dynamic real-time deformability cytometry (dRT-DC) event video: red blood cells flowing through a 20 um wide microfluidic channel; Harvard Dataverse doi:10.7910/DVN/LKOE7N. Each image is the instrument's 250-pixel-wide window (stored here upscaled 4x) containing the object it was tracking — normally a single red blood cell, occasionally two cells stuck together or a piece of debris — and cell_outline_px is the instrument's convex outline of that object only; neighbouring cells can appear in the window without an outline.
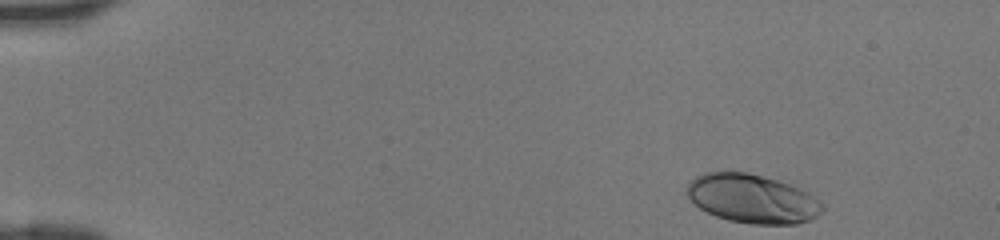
{"species": "human", "species_latin": "Homo sapiens", "temperature_condition": "room temperature", "stored_images_in_passage": 41, "camera_frame_rate_fps": 3000, "um_per_image_px": 0.085, "donor": {"sex": "female"}, "frame": {"image": 1, "passage_image": 1, "time_ms": 0.0, "image_size_px": [1000, 240], "cell_outline_px": [[824, 208], [816, 216], [808, 220], [796, 224], [752, 224], [728, 220], [716, 216], [700, 208], [688, 196], [688, 184], [696, 176], [704, 172], [748, 172], [776, 180], [800, 188], [808, 192], [824, 204]], "centroid_in_image_um": [63.96, 16.89], "position_along_channel_um": 21.0, "area_um2": 38.21}}
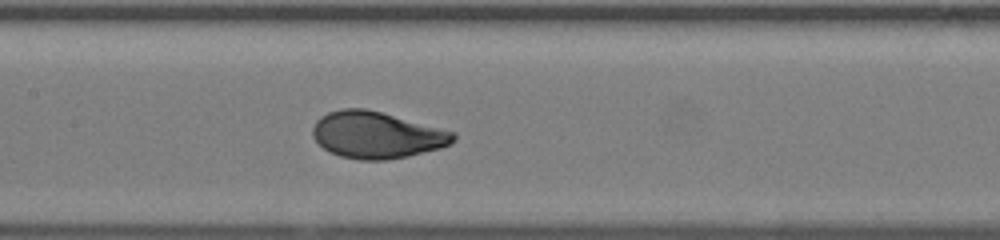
{"frame": {"image": 2, "passage_image": 19, "time_ms": 6.0, "image_size_px": [1000, 240], "cell_outline_px": [[456, 140], [452, 144], [440, 148], [408, 156], [388, 160], [360, 160], [340, 156], [328, 152], [312, 136], [312, 128], [316, 120], [320, 116], [328, 112], [344, 108], [364, 108], [380, 112], [456, 132]], "centroid_in_image_um": [32.01, 11.48], "position_along_channel_um": 175.4, "area_um2": 38.32}}
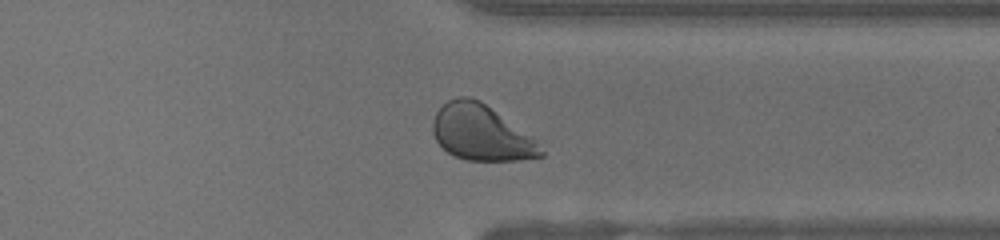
{"frame": {"image": 3, "passage_image": 32, "time_ms": 10.333, "image_size_px": [1000, 240], "cell_outline_px": [[544, 156], [516, 160], [464, 160], [452, 156], [436, 140], [432, 132], [432, 120], [436, 112], [448, 100], [456, 96], [468, 96], [480, 100], [532, 136], [536, 140], [544, 152]], "centroid_in_image_um": [40.88, 11.28], "position_along_channel_um": 370.5, "area_um2": 35.03}}